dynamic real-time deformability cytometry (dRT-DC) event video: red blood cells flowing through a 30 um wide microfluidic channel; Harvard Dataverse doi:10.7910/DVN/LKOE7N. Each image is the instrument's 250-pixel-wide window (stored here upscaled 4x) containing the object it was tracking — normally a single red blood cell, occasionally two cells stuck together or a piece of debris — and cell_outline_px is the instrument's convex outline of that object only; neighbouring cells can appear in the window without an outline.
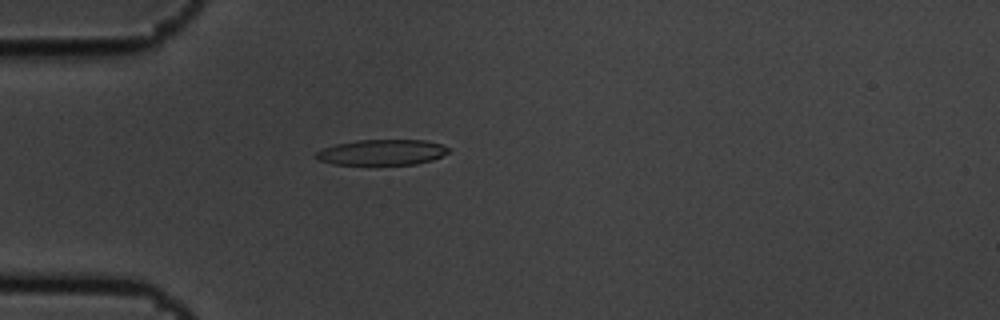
{"species": "common noctule bat (a hibernating species)", "species_latin": "Nyctalus noctula", "temperature_condition": "cold", "stored_images_in_passage": 3, "camera_frame_rate_fps": 3000, "um_per_image_px": 0.085, "animal": {"sex": "male", "body_mass_g": 19.5, "forearm_length_mm": 54.6}, "frame": {"image": 1, "passage_image": 3, "time_ms": 0.667, "image_size_px": [1000, 320], "cell_outline_px": [[448, 152], [432, 160], [416, 164], [332, 164], [320, 160], [312, 156], [316, 152], [324, 148], [336, 144], [356, 140], [428, 140], [440, 144], [448, 148]], "centroid_in_image_um": [32.44, 12.94], "position_along_channel_um": 52.6, "area_um2": 19.59}}